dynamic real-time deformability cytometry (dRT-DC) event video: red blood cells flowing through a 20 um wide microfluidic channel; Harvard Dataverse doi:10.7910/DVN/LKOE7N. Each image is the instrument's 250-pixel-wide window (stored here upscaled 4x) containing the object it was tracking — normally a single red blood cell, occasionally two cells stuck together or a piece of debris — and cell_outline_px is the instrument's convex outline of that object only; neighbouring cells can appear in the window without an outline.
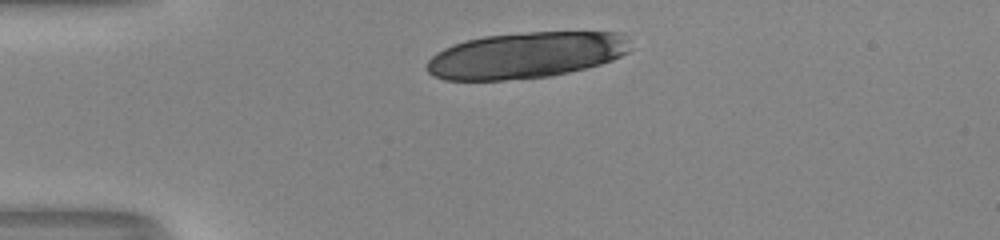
{"species": "human", "species_latin": "Homo sapiens", "temperature_condition": "room temperature", "stored_images_in_passage": 31, "camera_frame_rate_fps": 3000, "um_per_image_px": 0.085, "donor": {"sex": "male"}, "frame": {"image": 1, "passage_image": 1, "time_ms": 0.0, "image_size_px": [1000, 240], "cell_outline_px": [[632, 48], [628, 52], [612, 60], [600, 64], [568, 72], [548, 76], [504, 80], [444, 80], [432, 76], [424, 68], [428, 60], [436, 52], [444, 48], [464, 40], [484, 36], [528, 32], [620, 32], [628, 40]], "centroid_in_image_um": [44.67, 4.69], "position_along_channel_um": 40.3, "area_um2": 54.85}, "authors_computed_cell_mechanics": {"area_um2": 35.1424, "velocity_mm_per_s": 4.034, "shape_relaxation_time_tau1_ms": 0.9923, "shape_relaxation_time_tau2_ms": null, "deformation_change_tau1": 0.3318, "deformation_change_tau2": null}}